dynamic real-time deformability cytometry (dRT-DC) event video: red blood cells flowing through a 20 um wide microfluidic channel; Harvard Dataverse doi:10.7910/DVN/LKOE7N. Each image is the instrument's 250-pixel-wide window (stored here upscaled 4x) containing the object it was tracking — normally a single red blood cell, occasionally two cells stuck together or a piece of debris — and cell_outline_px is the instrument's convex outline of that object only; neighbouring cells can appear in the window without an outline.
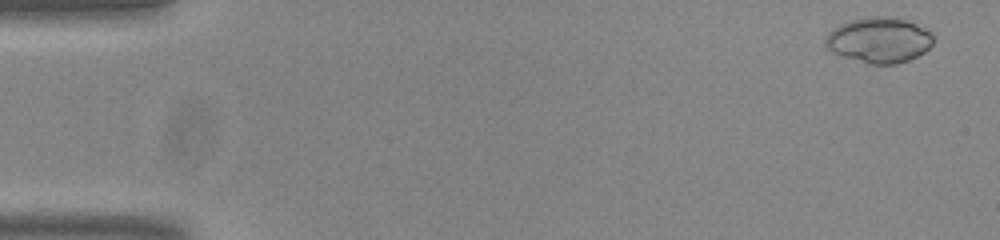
{"species": "common noctule bat (a hibernating species)", "species_latin": "Nyctalus noctula", "temperature_condition": "room temperature", "stored_images_in_passage": 16, "camera_frame_rate_fps": 3000, "um_per_image_px": 0.085, "animal": {"sex": "male", "body_mass_g": 20.0, "forearm_length_mm": 53.3}, "frame": {"image": 1, "passage_image": 3, "time_ms": 0.667, "image_size_px": [1000, 240], "cell_outline_px": [[932, 44], [924, 52], [908, 60], [896, 64], [868, 64], [832, 52], [828, 48], [824, 40], [828, 32], [832, 28], [840, 24], [852, 20], [868, 16], [896, 16], [916, 24], [932, 32]], "centroid_in_image_um": [74.71, 3.39], "position_along_channel_um": 10.3, "area_um2": 28.61}}
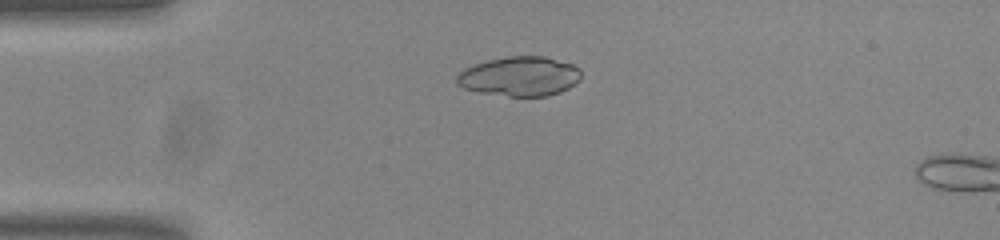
{"frame": {"image": 2, "passage_image": 14, "time_ms": 4.333, "image_size_px": [1000, 240], "cell_outline_px": [[580, 80], [568, 88], [560, 92], [548, 96], [508, 96], [480, 92], [464, 88], [456, 84], [456, 76], [464, 68], [472, 64], [488, 60], [508, 56], [544, 56], [572, 64], [580, 68]], "centroid_in_image_um": [44.16, 6.48], "position_along_channel_um": 40.8, "area_um2": 28.73}}